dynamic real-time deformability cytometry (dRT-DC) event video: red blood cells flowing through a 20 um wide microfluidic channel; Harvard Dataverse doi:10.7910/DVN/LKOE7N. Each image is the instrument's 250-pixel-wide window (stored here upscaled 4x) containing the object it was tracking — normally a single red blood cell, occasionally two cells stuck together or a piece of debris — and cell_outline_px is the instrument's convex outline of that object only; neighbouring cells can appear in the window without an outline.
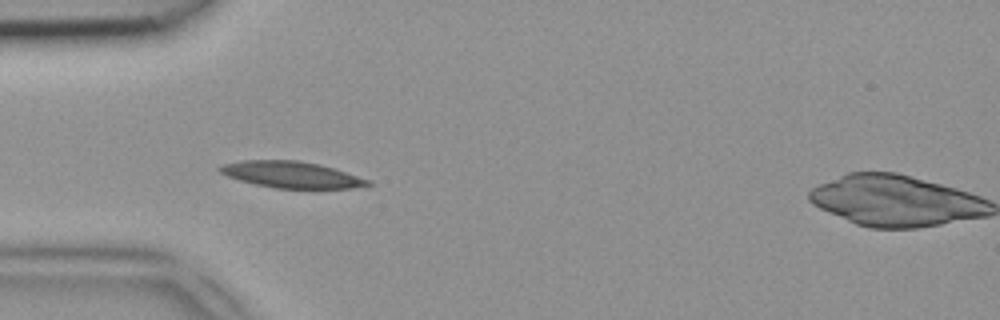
{"species": "common noctule bat (a hibernating species)", "species_latin": "Nyctalus noctula", "temperature_condition": "room temperature", "stored_images_in_passage": 12, "camera_frame_rate_fps": 3000, "um_per_image_px": 0.085, "animal": {"sex": "female", "body_mass_g": 18.4}, "frame": {"image": 1, "passage_image": 1, "time_ms": 0.0, "image_size_px": [1000, 320], "cell_outline_px": [[372, 184], [352, 188], [276, 188], [256, 184], [240, 180], [228, 176], [220, 172], [216, 168], [220, 164], [240, 160], [296, 160], [320, 164], [336, 168], [372, 180]], "centroid_in_image_um": [24.78, 14.83], "position_along_channel_um": 60.2, "area_um2": 22.95}}
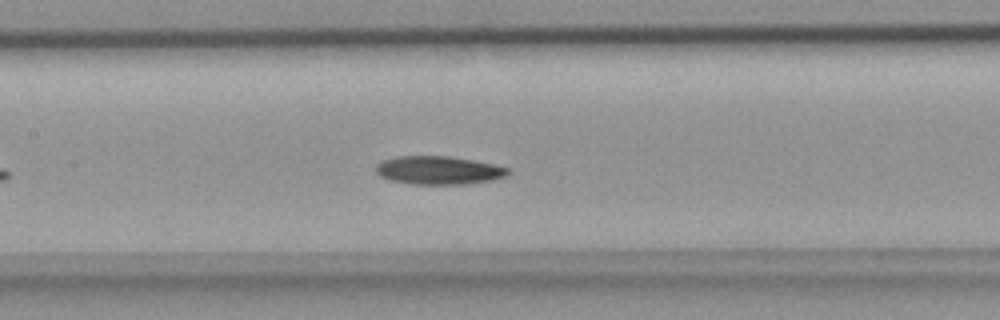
{"frame": {"image": 2, "passage_image": 9, "time_ms": 2.667, "image_size_px": [1000, 320], "cell_outline_px": [[512, 172], [504, 176], [492, 180], [464, 184], [412, 184], [392, 180], [380, 176], [376, 172], [376, 164], [380, 160], [396, 156], [448, 156], [472, 160], [492, 164], [508, 168]], "centroid_in_image_um": [37.25, 14.47], "position_along_channel_um": 170.2, "area_um2": 21.73}}